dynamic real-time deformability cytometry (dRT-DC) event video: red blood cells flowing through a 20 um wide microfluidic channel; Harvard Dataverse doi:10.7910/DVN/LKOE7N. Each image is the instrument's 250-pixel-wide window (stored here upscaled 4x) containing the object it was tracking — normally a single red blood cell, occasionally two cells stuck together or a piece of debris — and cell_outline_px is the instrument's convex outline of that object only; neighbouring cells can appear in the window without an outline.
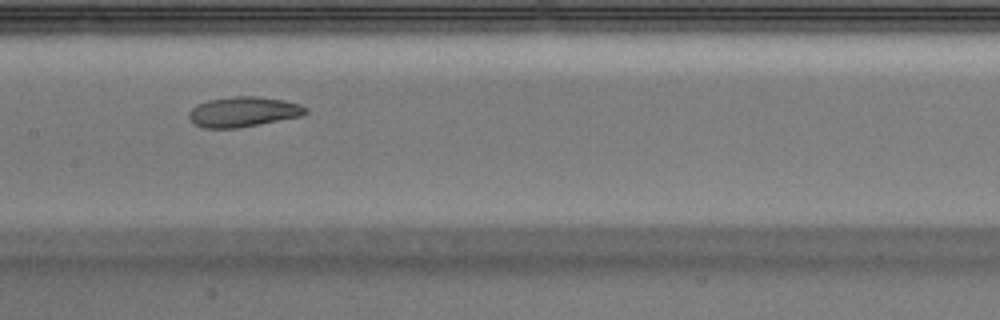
{"species": "Egyptian fruit bat (a non-hibernating species)", "species_latin": "Rousettus aegyptiacus", "temperature_condition": "warm", "stored_images_in_passage": 36, "camera_frame_rate_fps": 3000, "um_per_image_px": 0.085, "animal": {"sex": "male"}, "frame": {"image": 1, "passage_image": 11, "time_ms": 3.333, "image_size_px": [1000, 320], "cell_outline_px": [[308, 112], [300, 116], [240, 128], [204, 128], [192, 124], [188, 116], [188, 112], [196, 104], [208, 100], [236, 96], [252, 96], [280, 100], [300, 104], [308, 108]], "centroid_in_image_um": [20.63, 9.52], "position_along_channel_um": 186.8, "area_um2": 20.46}, "authors_computed_cell_mechanics": {"area_um2": 21.2993, "velocity_mm_per_s": 3.974, "shape_relaxation_time_tau1_ms": 7.7398, "shape_relaxation_time_tau2_ms": 1.5699, "deformation_change_tau1": 0.2044, "deformation_change_tau2": 0.0685}}